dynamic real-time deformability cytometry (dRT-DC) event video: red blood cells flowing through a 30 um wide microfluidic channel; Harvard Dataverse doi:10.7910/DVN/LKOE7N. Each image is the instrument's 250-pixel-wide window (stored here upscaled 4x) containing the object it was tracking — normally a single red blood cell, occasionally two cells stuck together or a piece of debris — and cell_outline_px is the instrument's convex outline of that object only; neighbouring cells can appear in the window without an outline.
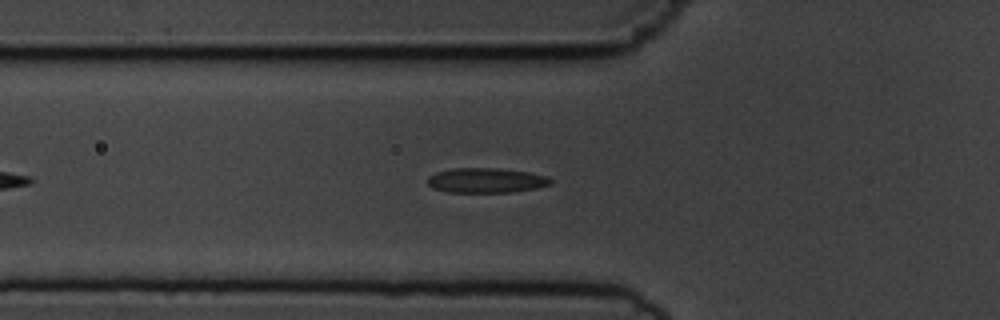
{"species": "common noctule bat (a hibernating species)", "species_latin": "Nyctalus noctula", "temperature_condition": "cold", "stored_images_in_passage": 46, "camera_frame_rate_fps": 3000, "um_per_image_px": 0.085, "animal": {"sex": "male", "body_mass_g": 19.5, "forearm_length_mm": 54.6}, "frame": {"image": 1, "passage_image": 9, "time_ms": 2.667, "image_size_px": [1000, 320], "cell_outline_px": [[552, 184], [536, 188], [508, 192], [448, 192], [432, 188], [428, 184], [428, 176], [436, 172], [456, 168], [496, 168], [528, 172], [548, 176], [552, 180]], "centroid_in_image_um": [41.32, 15.33], "position_along_channel_um": 84.5, "area_um2": 17.74}}
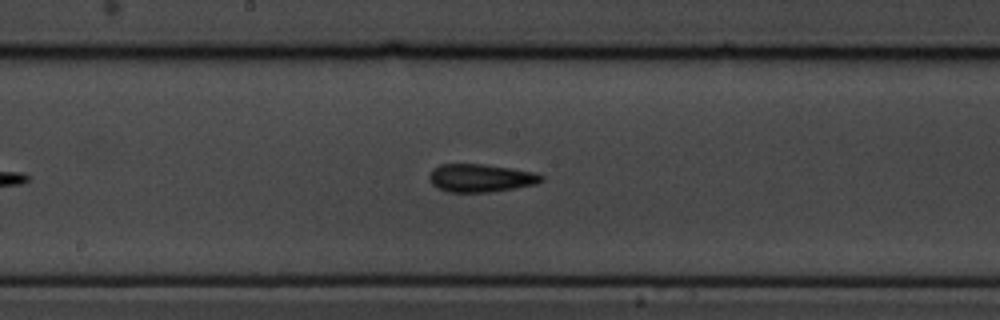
{"frame": {"image": 2, "passage_image": 19, "time_ms": 6.0, "image_size_px": [1000, 320], "cell_outline_px": [[544, 180], [536, 184], [488, 192], [448, 192], [436, 188], [432, 184], [428, 176], [432, 168], [440, 164], [484, 164], [512, 168], [536, 172], [544, 176]], "centroid_in_image_um": [40.84, 15.12], "position_along_channel_um": 207.4, "area_um2": 18.44}}
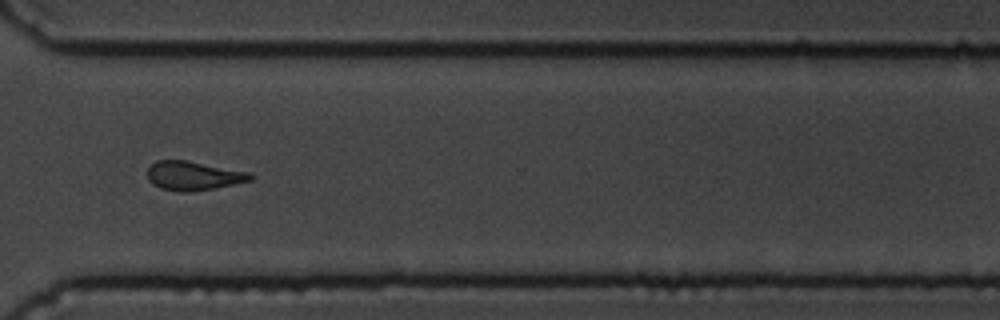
{"frame": {"image": 3, "passage_image": 31, "time_ms": 10.0, "image_size_px": [1000, 320], "cell_outline_px": [[252, 180], [216, 188], [192, 192], [180, 192], [160, 188], [152, 184], [148, 180], [148, 168], [156, 160], [188, 160], [252, 172]], "centroid_in_image_um": [16.45, 14.94], "position_along_channel_um": 354.1, "area_um2": 17.69}, "authors_computed_cell_mechanics": {"area_um2": 17.5134, "velocity_mm_per_s": 3.6738, "shape_relaxation_time_tau1_ms": 3.5268, "shape_relaxation_time_tau2_ms": 3.2435, "deformation_change_tau1": 0.0946, "deformation_change_tau2": 0.1048}}